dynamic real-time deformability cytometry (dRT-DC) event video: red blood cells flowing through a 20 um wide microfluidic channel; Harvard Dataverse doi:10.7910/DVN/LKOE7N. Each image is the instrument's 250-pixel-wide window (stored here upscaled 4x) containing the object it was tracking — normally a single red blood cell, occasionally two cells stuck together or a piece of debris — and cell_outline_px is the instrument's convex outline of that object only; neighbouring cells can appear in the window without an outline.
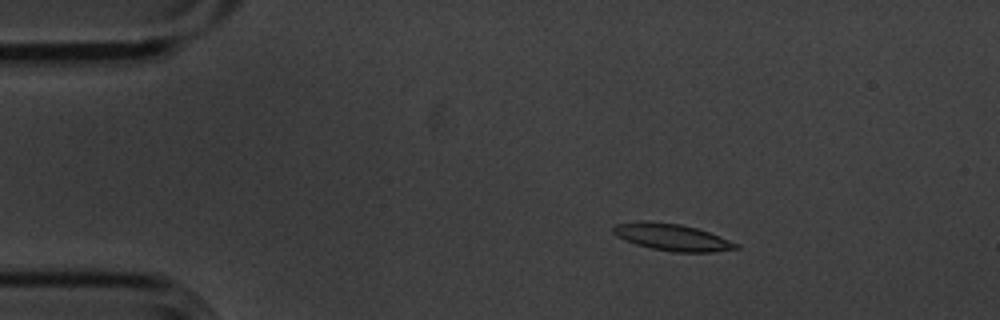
{"species": "common noctule bat (a hibernating species)", "species_latin": "Nyctalus noctula", "temperature_condition": "cold", "stored_images_in_passage": 4, "camera_frame_rate_fps": 3000, "um_per_image_px": 0.085, "animal": {"sex": "male", "body_mass_g": 20.1, "forearm_length_mm": 53.5}, "frame": {"image": 1, "passage_image": 2, "time_ms": 0.333, "image_size_px": [1000, 320], "cell_outline_px": [[740, 248], [712, 252], [672, 252], [652, 248], [636, 244], [624, 240], [616, 236], [612, 232], [612, 228], [616, 224], [640, 220], [648, 220], [680, 224], [696, 228], [720, 236], [740, 244]], "centroid_in_image_um": [57.11, 20.15], "position_along_channel_um": 27.9, "area_um2": 19.36}}
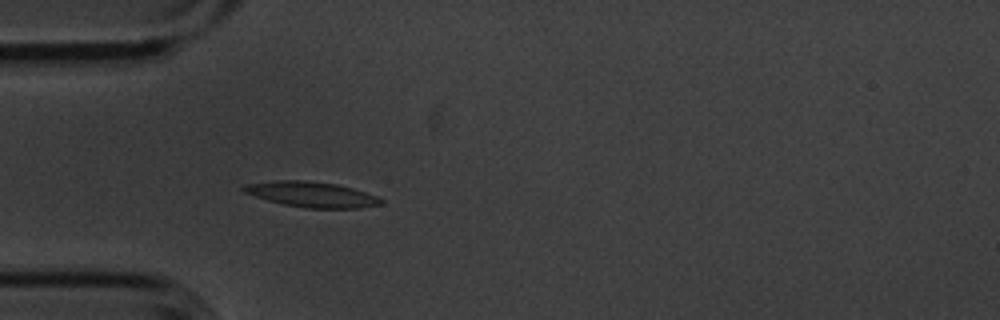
{"frame": {"image": 2, "passage_image": 4, "time_ms": 1.0, "image_size_px": [1000, 320], "cell_outline_px": [[384, 200], [380, 204], [356, 208], [308, 208], [284, 204], [268, 200], [244, 192], [240, 188], [244, 184], [276, 180], [304, 180], [336, 184], [352, 188], [376, 196]], "centroid_in_image_um": [26.45, 16.51], "position_along_channel_um": 58.6, "area_um2": 20.06}}